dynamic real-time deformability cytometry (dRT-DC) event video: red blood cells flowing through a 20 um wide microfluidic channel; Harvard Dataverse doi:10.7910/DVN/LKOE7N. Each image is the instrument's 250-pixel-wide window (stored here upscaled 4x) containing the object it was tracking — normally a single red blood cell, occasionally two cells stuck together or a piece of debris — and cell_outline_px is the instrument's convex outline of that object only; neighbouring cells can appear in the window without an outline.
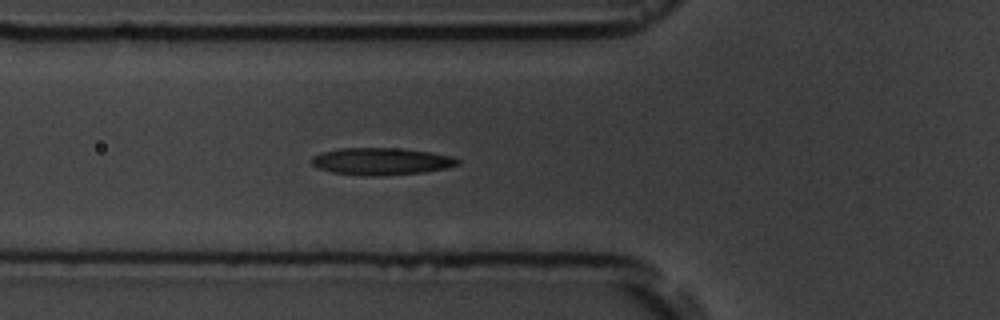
{"species": "common noctule bat (a hibernating species)", "species_latin": "Nyctalus noctula", "temperature_condition": "room temperature", "stored_images_in_passage": 5, "camera_frame_rate_fps": 3000, "um_per_image_px": 0.085, "animal": {"sex": "male", "body_mass_g": 19.5, "forearm_length_mm": 54.6}, "frame": {"image": 1, "passage_image": 5, "time_ms": 4.667, "image_size_px": [1000, 320], "cell_outline_px": [[460, 164], [448, 168], [424, 172], [380, 176], [364, 176], [332, 172], [316, 168], [312, 164], [312, 156], [320, 152], [340, 148], [396, 148], [432, 152], [452, 156], [460, 160]], "centroid_in_image_um": [32.41, 13.72], "position_along_channel_um": 93.4, "area_um2": 23.35}}